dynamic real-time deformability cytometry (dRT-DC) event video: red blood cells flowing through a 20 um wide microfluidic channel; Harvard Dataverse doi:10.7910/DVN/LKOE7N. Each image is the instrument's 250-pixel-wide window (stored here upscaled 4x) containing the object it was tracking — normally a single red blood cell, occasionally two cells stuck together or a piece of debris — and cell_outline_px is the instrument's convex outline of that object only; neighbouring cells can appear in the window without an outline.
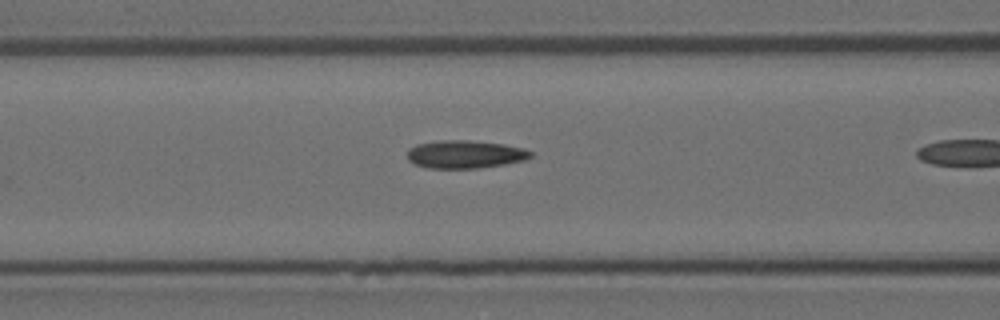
{"species": "Egyptian fruit bat (a non-hibernating species)", "species_latin": "Rousettus aegyptiacus", "temperature_condition": "room temperature", "stored_images_in_passage": 10, "camera_frame_rate_fps": 3000, "um_per_image_px": 0.085, "animal": {"sex": "female"}, "frame": {"image": 1, "passage_image": 9, "time_ms": 2.667, "image_size_px": [1000, 320], "cell_outline_px": [[532, 156], [524, 160], [504, 164], [480, 168], [428, 168], [416, 164], [408, 160], [408, 148], [416, 144], [440, 140], [468, 140], [504, 144], [524, 148], [532, 152]], "centroid_in_image_um": [39.52, 13.11], "position_along_channel_um": 127.1, "area_um2": 20.11}}